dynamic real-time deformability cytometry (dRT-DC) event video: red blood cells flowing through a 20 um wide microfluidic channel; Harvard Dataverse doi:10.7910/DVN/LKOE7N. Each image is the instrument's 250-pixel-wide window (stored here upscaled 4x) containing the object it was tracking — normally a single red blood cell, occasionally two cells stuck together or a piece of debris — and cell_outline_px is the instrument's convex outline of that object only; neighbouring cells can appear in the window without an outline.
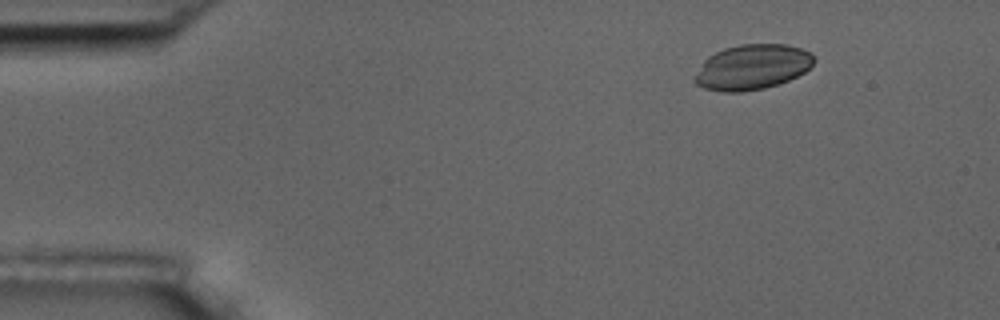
{"species": "common noctule bat (a hibernating species)", "species_latin": "Nyctalus noctula", "temperature_condition": "room temperature", "stored_images_in_passage": 4, "camera_frame_rate_fps": 3000, "um_per_image_px": 0.085, "animal": {"sex": "male", "body_mass_g": 17.5, "forearm_length_mm": 52.3}, "frame": {"image": 1, "passage_image": 2, "time_ms": 1.333, "image_size_px": [1000, 320], "cell_outline_px": [[816, 60], [804, 72], [788, 80], [764, 88], [740, 92], [724, 92], [704, 88], [696, 84], [692, 80], [704, 60], [708, 56], [724, 48], [740, 44], [788, 44], [812, 52], [816, 56]], "centroid_in_image_um": [63.94, 5.69], "position_along_channel_um": 21.1, "area_um2": 31.44}}